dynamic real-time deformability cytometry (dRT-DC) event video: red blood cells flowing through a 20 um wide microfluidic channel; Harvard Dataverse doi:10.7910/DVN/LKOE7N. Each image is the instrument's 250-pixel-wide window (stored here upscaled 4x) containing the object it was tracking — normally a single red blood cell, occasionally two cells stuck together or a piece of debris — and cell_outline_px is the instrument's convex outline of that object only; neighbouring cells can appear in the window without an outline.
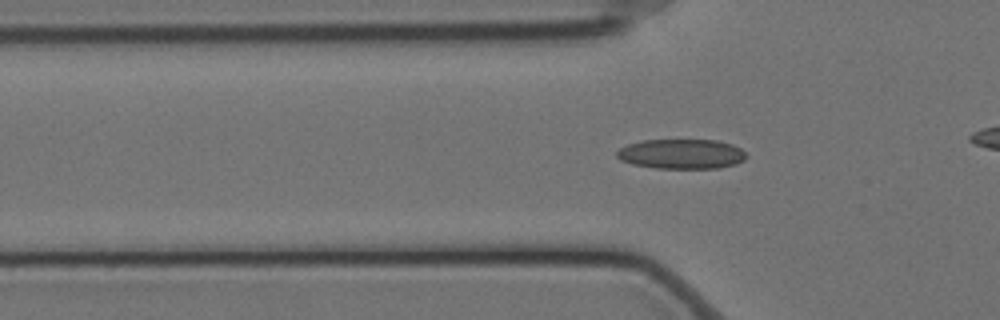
{"species": "Egyptian fruit bat (a non-hibernating species)", "species_latin": "Rousettus aegyptiacus", "temperature_condition": "cold", "stored_images_in_passage": 40, "camera_frame_rate_fps": 3000, "um_per_image_px": 0.085, "animal": {"sex": "female"}, "frame": {"image": 1, "passage_image": 11, "time_ms": 3.333, "image_size_px": [1000, 320], "cell_outline_px": [[748, 156], [744, 160], [736, 164], [716, 168], [656, 168], [632, 164], [620, 160], [616, 156], [616, 152], [620, 148], [628, 144], [644, 140], [716, 140], [732, 144], [740, 148]], "centroid_in_image_um": [57.92, 13.09], "position_along_channel_um": 67.9, "area_um2": 22.48}}
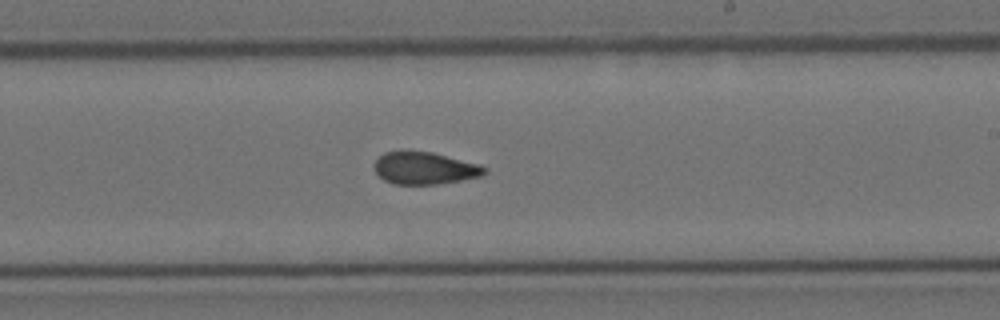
{"frame": {"image": 2, "passage_image": 27, "time_ms": 8.667, "image_size_px": [1000, 320], "cell_outline_px": [[488, 172], [480, 176], [460, 180], [436, 184], [392, 184], [384, 180], [376, 172], [372, 164], [384, 152], [432, 152], [476, 164], [488, 168]], "centroid_in_image_um": [36.07, 14.31], "position_along_channel_um": 252.9, "area_um2": 20.35}}
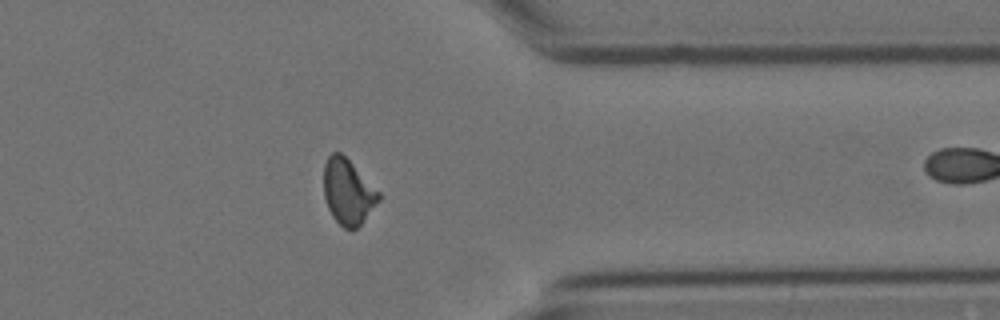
{"frame": {"image": 3, "passage_image": 39, "time_ms": 12.667, "image_size_px": [1000, 320], "cell_outline_px": [[380, 200], [360, 224], [356, 228], [344, 228], [332, 216], [328, 208], [324, 196], [324, 164], [328, 156], [332, 152], [340, 152], [380, 192]], "centroid_in_image_um": [29.56, 16.29], "position_along_channel_um": 381.8, "area_um2": 20.58}}